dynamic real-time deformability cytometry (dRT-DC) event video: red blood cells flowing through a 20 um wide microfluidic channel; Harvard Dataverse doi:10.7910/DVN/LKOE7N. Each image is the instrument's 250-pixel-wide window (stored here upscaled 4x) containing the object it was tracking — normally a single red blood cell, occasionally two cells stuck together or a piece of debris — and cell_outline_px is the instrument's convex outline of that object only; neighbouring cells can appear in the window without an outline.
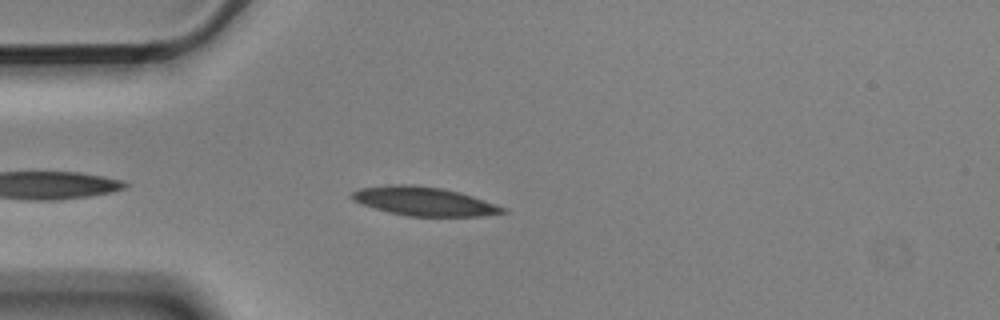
{"species": "Egyptian fruit bat (a non-hibernating species)", "species_latin": "Rousettus aegyptiacus", "temperature_condition": "cold", "stored_images_in_passage": 12, "camera_frame_rate_fps": 3000, "um_per_image_px": 0.085, "animal": {"sex": "male"}, "frame": {"image": 1, "passage_image": 4, "time_ms": 1.0, "image_size_px": [1000, 320], "cell_outline_px": [[508, 212], [480, 216], [408, 216], [388, 212], [352, 200], [352, 192], [360, 188], [392, 184], [412, 184], [440, 188], [460, 192], [508, 208]], "centroid_in_image_um": [36.08, 17.11], "position_along_channel_um": 48.9, "area_um2": 25.14}}